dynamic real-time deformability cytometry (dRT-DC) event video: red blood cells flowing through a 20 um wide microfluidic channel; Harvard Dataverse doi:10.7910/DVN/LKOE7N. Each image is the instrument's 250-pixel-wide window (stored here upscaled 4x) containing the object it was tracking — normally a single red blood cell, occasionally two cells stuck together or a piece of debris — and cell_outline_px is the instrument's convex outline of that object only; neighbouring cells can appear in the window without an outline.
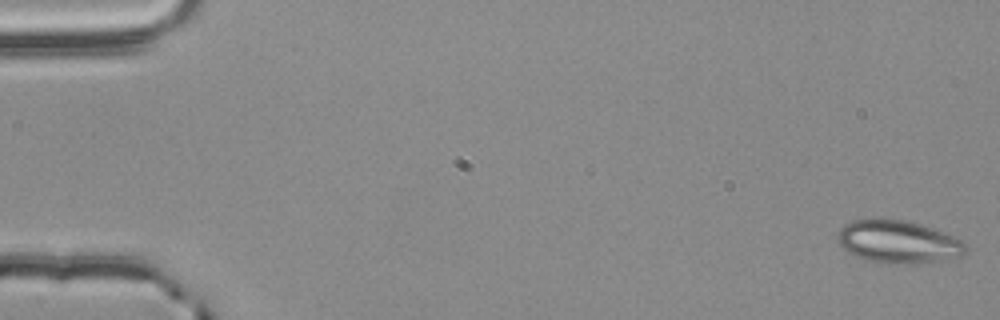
{"species": "common noctule bat (a hibernating species)", "species_latin": "Nyctalus noctula", "temperature_condition": "room temperature", "stored_images_in_passage": 56, "camera_frame_rate_fps": 3000, "um_per_image_px": 0.085, "animal": {"sex": "male", "body_mass_g": 20.4}, "frame": {"image": 1, "passage_image": 1, "time_ms": 0.0, "image_size_px": [1000, 320], "cell_outline_px": [[968, 248], [964, 256], [940, 260], [908, 264], [888, 264], [868, 260], [856, 256], [848, 252], [836, 240], [836, 236], [840, 228], [844, 224], [852, 220], [876, 216], [880, 216], [904, 220], [920, 224], [964, 240]], "centroid_in_image_um": [76.32, 20.52], "position_along_channel_um": 8.7, "area_um2": 32.6}}
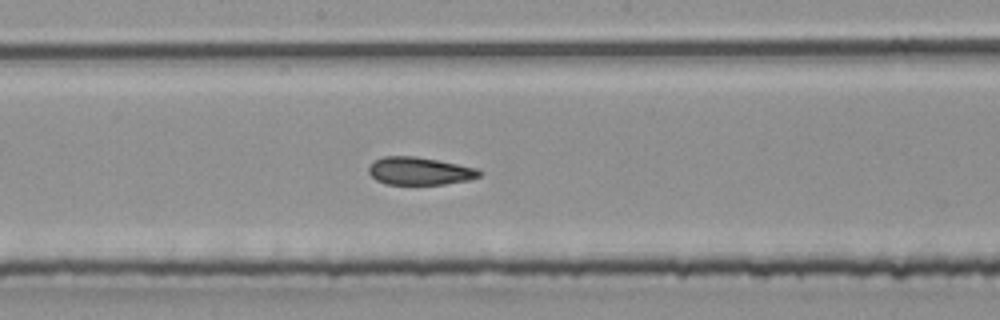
{"frame": {"image": 2, "passage_image": 30, "time_ms": 9.667, "image_size_px": [1000, 320], "cell_outline_px": [[484, 172], [480, 176], [468, 180], [444, 184], [388, 184], [376, 180], [368, 172], [368, 168], [376, 160], [384, 156], [416, 156], [476, 168]], "centroid_in_image_um": [35.68, 14.54], "position_along_channel_um": 212.5, "area_um2": 17.69}}
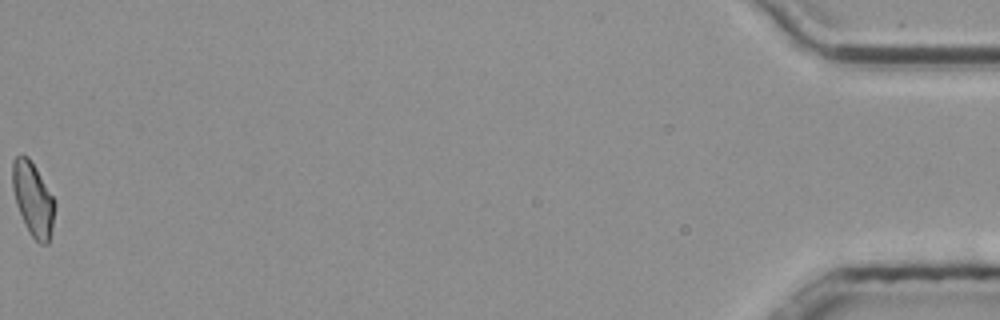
{"frame": {"image": 3, "passage_image": 56, "time_ms": 18.333, "image_size_px": [1000, 320], "cell_outline_px": [[56, 204], [52, 228], [48, 244], [40, 244], [28, 232], [24, 224], [16, 204], [12, 188], [12, 160], [16, 156], [28, 156], [36, 168], [52, 196]], "centroid_in_image_um": [2.79, 16.94], "position_along_channel_um": 432.4, "area_um2": 18.15}, "authors_computed_cell_mechanics": {"area_um2": 18.6694, "velocity_mm_per_s": 3.7703, "shape_relaxation_time_tau1_ms": 5.2162, "shape_relaxation_time_tau2_ms": 1.4206, "deformation_change_tau1": 0.1414, "deformation_change_tau2": 0.0863}}